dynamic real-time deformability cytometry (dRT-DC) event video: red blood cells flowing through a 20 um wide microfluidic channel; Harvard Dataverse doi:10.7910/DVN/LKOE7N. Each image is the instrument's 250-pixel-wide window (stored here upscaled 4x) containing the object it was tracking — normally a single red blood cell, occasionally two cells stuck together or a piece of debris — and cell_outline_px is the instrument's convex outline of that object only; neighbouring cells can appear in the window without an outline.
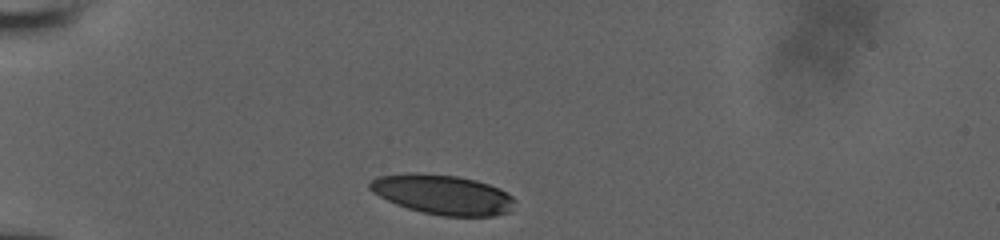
{"species": "human", "species_latin": "Homo sapiens", "temperature_condition": "room temperature", "stored_images_in_passage": 9, "camera_frame_rate_fps": 3000, "um_per_image_px": 0.085, "donor": {"sex": "male"}, "frame": {"image": 1, "passage_image": 1, "time_ms": 0.0, "image_size_px": [1000, 240], "cell_outline_px": [[516, 200], [512, 212], [492, 216], [444, 216], [424, 212], [408, 208], [396, 204], [372, 192], [368, 188], [368, 184], [376, 176], [456, 176], [476, 180], [500, 188], [512, 196]], "centroid_in_image_um": [37.74, 16.59], "position_along_channel_um": 47.3, "area_um2": 32.54}}
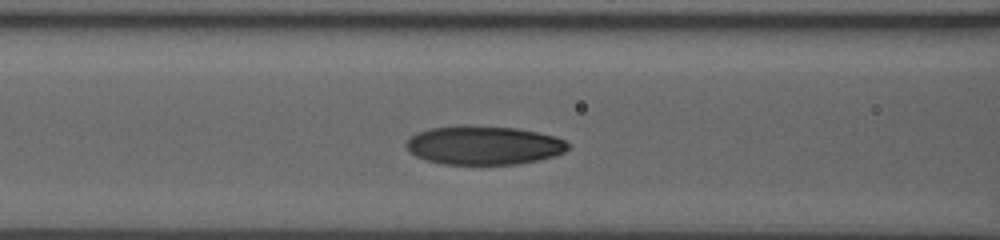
{"frame": {"image": 2, "passage_image": 6, "time_ms": 3.0, "image_size_px": [1000, 240], "cell_outline_px": [[568, 148], [564, 152], [556, 156], [540, 160], [516, 164], [444, 164], [424, 160], [416, 156], [404, 144], [416, 132], [428, 128], [516, 128], [536, 132], [552, 136], [564, 140], [568, 144]], "centroid_in_image_um": [41.14, 12.39], "position_along_channel_um": 125.5, "area_um2": 35.49}}
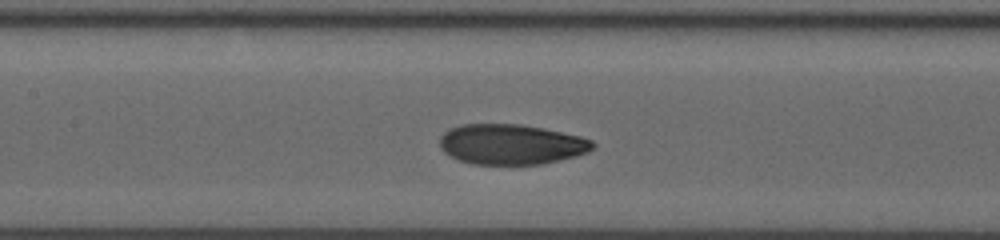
{"frame": {"image": 3, "passage_image": 8, "time_ms": 4.0, "image_size_px": [1000, 240], "cell_outline_px": [[596, 144], [588, 152], [576, 156], [544, 164], [472, 164], [460, 160], [444, 152], [440, 148], [440, 136], [448, 128], [460, 124], [520, 124], [544, 128], [580, 136], [592, 140]], "centroid_in_image_um": [43.45, 12.26], "position_along_channel_um": 164.0, "area_um2": 36.07}}